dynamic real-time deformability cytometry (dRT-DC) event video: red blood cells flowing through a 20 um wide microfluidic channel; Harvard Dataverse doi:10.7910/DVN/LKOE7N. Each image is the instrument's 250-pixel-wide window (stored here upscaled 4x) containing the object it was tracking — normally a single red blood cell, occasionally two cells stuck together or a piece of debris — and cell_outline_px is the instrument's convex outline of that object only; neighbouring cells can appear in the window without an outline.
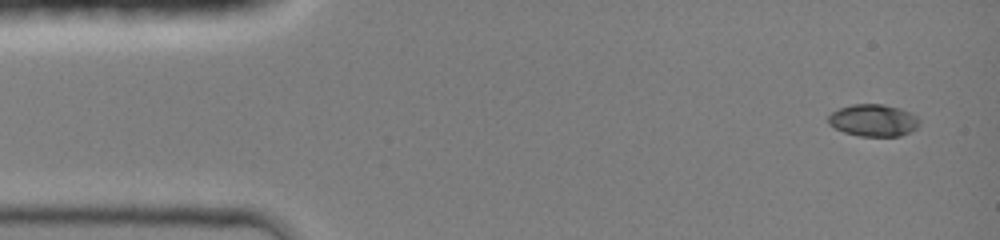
{"species": "common noctule bat (a hibernating species)", "species_latin": "Nyctalus noctula", "temperature_condition": "room temperature", "stored_images_in_passage": 9, "camera_frame_rate_fps": 3000, "um_per_image_px": 0.085, "animal": {"sex": "female", "body_mass_g": 19.0, "forearm_length_mm": 51.5}, "frame": {"image": 1, "passage_image": 1, "time_ms": 0.0, "image_size_px": [1000, 240], "cell_outline_px": [[920, 124], [916, 128], [900, 136], [860, 136], [844, 132], [828, 124], [828, 116], [832, 112], [840, 108], [852, 104], [884, 104], [900, 108], [916, 116], [920, 120]], "centroid_in_image_um": [74.23, 10.22], "position_along_channel_um": 10.8, "area_um2": 16.99}}
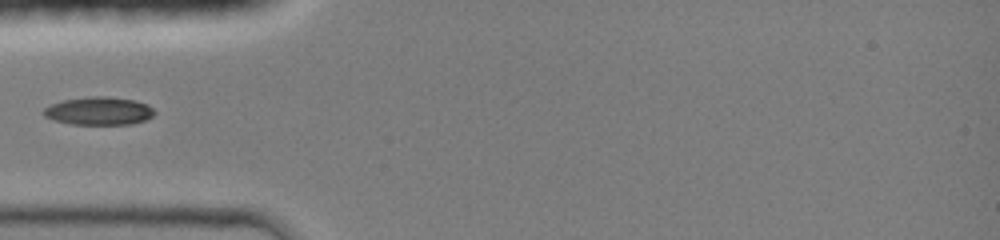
{"frame": {"image": 2, "passage_image": 6, "time_ms": 4.0, "image_size_px": [1000, 240], "cell_outline_px": [[156, 112], [152, 116], [144, 120], [132, 124], [72, 124], [52, 120], [44, 116], [40, 112], [44, 108], [52, 104], [64, 100], [88, 96], [108, 96], [132, 100], [148, 104]], "centroid_in_image_um": [8.37, 9.43], "position_along_channel_um": 76.6, "area_um2": 18.15}}
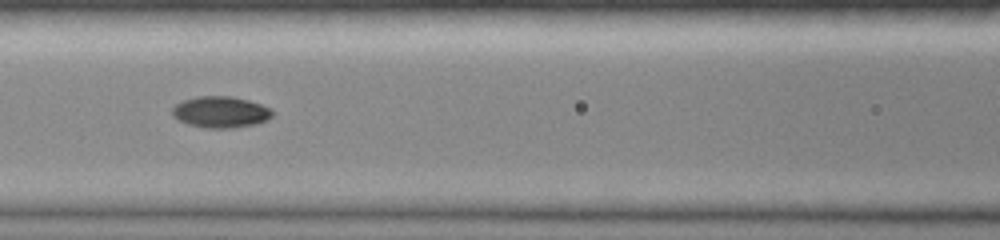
{"frame": {"image": 3, "passage_image": 8, "time_ms": 5.667, "image_size_px": [1000, 240], "cell_outline_px": [[272, 116], [268, 120], [256, 124], [236, 128], [204, 128], [188, 124], [172, 116], [172, 108], [176, 104], [184, 100], [196, 96], [232, 96], [248, 100], [272, 108]], "centroid_in_image_um": [18.77, 9.53], "position_along_channel_um": 147.8, "area_um2": 18.44}}